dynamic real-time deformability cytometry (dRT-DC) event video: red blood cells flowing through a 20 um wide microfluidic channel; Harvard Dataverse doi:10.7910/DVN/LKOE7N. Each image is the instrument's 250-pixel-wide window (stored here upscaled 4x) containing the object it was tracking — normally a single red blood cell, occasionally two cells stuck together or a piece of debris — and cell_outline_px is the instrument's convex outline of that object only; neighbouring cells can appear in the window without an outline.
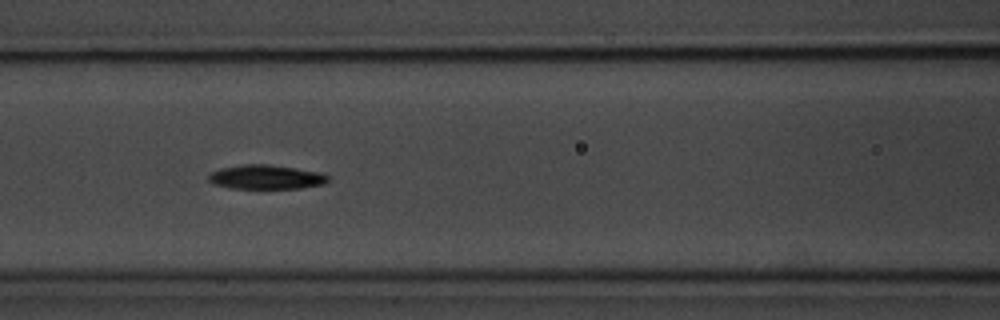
{"species": "common noctule bat (a hibernating species)", "species_latin": "Nyctalus noctula", "temperature_condition": "room temperature", "stored_images_in_passage": 7, "camera_frame_rate_fps": 3000, "um_per_image_px": 0.085, "animal": {"sex": "male", "body_mass_g": 20.1, "forearm_length_mm": 53.5}, "frame": {"image": 1, "passage_image": 6, "time_ms": 5.667, "image_size_px": [1000, 320], "cell_outline_px": [[328, 180], [324, 184], [300, 188], [232, 188], [216, 184], [208, 180], [208, 176], [212, 172], [220, 168], [244, 164], [268, 164], [296, 168], [320, 172], [328, 176]], "centroid_in_image_um": [22.62, 15.04], "position_along_channel_um": 144.0, "area_um2": 16.7}}
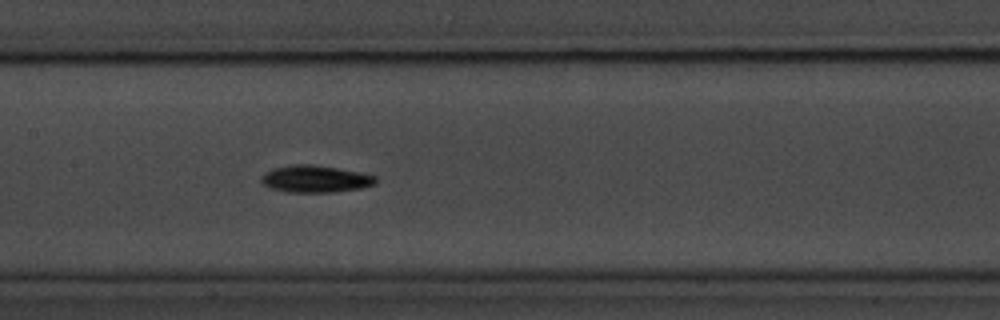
{"frame": {"image": 2, "passage_image": 7, "time_ms": 6.667, "image_size_px": [1000, 320], "cell_outline_px": [[376, 184], [360, 188], [332, 192], [288, 192], [272, 188], [264, 184], [260, 180], [260, 176], [264, 172], [272, 168], [292, 164], [312, 164], [360, 172], [376, 176]], "centroid_in_image_um": [26.77, 15.2], "position_along_channel_um": 180.6, "area_um2": 18.03}}